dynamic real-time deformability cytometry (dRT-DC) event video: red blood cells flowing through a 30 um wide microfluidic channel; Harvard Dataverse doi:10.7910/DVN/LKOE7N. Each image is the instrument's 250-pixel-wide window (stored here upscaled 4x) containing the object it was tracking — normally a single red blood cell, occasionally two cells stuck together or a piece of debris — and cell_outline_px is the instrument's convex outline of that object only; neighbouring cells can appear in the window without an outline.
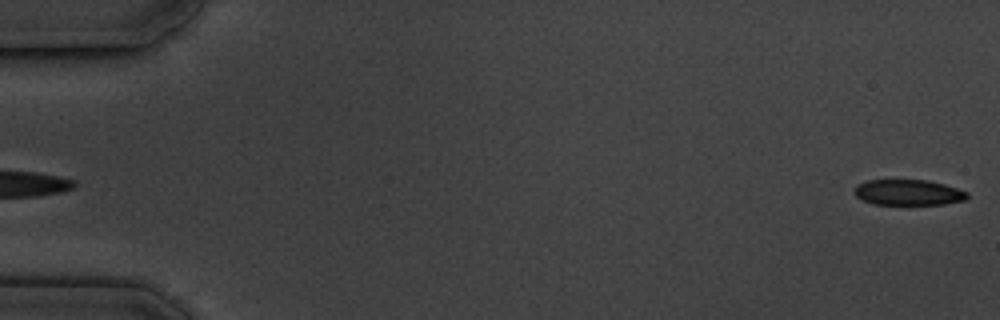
{"species": "common noctule bat (a hibernating species)", "species_latin": "Nyctalus noctula", "temperature_condition": "cold", "stored_images_in_passage": 6, "segment_of_instrument_passage": [2, 2], "camera_frame_rate_fps": 3000, "um_per_image_px": 0.085, "animal": {"sex": "male", "body_mass_g": 19.5, "forearm_length_mm": 54.6}, "frame": {"image": 1, "passage_image": 6, "time_ms": 6.0, "image_size_px": [1000, 320], "cell_outline_px": [[968, 196], [964, 200], [944, 204], [872, 204], [856, 196], [856, 184], [868, 180], [928, 180], [944, 184], [968, 192]], "centroid_in_image_um": [77.21, 16.35], "position_along_channel_um": 7.8, "area_um2": 16.7}}